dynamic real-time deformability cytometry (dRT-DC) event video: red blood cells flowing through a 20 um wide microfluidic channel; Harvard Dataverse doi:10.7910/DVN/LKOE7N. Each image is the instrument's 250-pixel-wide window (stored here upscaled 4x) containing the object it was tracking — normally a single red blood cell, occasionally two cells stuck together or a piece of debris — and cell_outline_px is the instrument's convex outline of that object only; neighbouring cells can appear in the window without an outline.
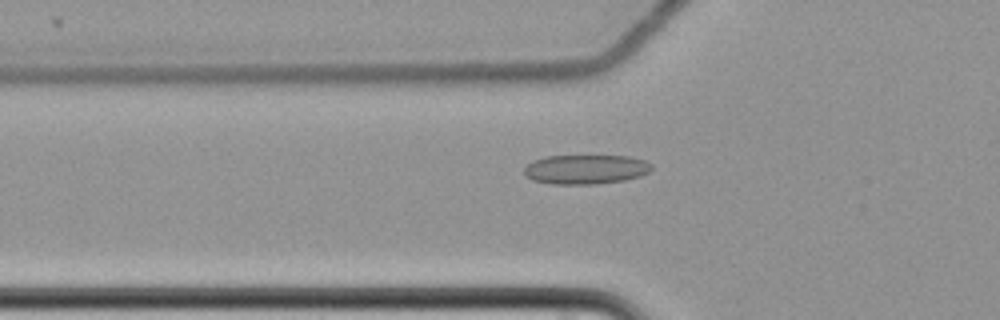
{"species": "common noctule bat (a hibernating species)", "species_latin": "Nyctalus noctula", "temperature_condition": "cold", "stored_images_in_passage": 60, "camera_frame_rate_fps": 3000, "um_per_image_px": 0.085, "animal": {"sex": "female", "body_mass_g": 22.7, "forearm_length_mm": 54.2}, "frame": {"image": 1, "passage_image": 22, "time_ms": 7.0, "image_size_px": [1000, 320], "cell_outline_px": [[652, 168], [648, 172], [640, 176], [624, 180], [596, 184], [552, 184], [532, 180], [524, 176], [524, 168], [532, 160], [544, 156], [628, 156], [644, 160], [652, 164]], "centroid_in_image_um": [49.75, 14.39], "position_along_channel_um": 76.1, "area_um2": 21.96}}
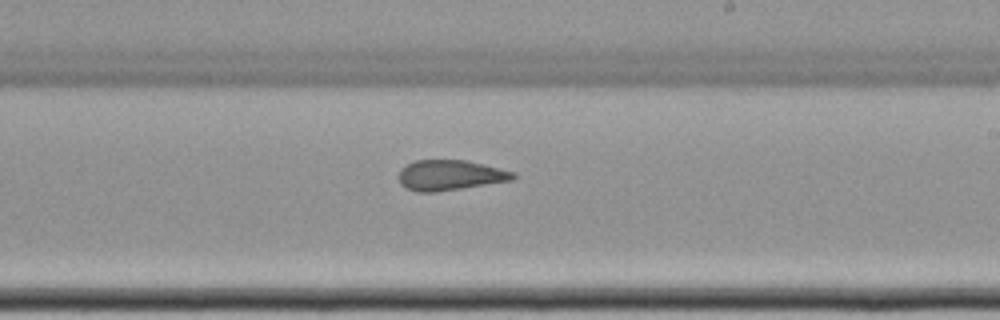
{"frame": {"image": 2, "passage_image": 37, "time_ms": 12.0, "image_size_px": [1000, 320], "cell_outline_px": [[516, 176], [512, 180], [436, 192], [416, 192], [400, 184], [400, 168], [416, 160], [468, 160], [516, 172]], "centroid_in_image_um": [38.27, 14.88], "position_along_channel_um": 250.7, "area_um2": 20.11}}
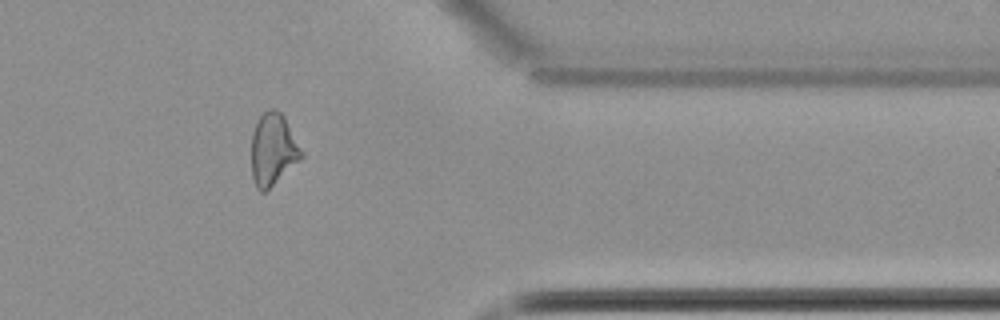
{"frame": {"image": 3, "passage_image": 50, "time_ms": 16.333, "image_size_px": [1000, 320], "cell_outline_px": [[304, 156], [300, 160], [264, 192], [260, 192], [256, 188], [252, 176], [252, 132], [260, 116], [268, 108], [272, 108], [280, 112], [284, 116], [304, 152]], "centroid_in_image_um": [23.21, 12.69], "position_along_channel_um": 388.2, "area_um2": 20.87}, "authors_computed_cell_mechanics": {"area_um2": 21.5594, "velocity_mm_per_s": 3.4943, "shape_relaxation_time_tau1_ms": null, "shape_relaxation_time_tau2_ms": 2.4259, "deformation_change_tau1": null, "deformation_change_tau2": 0.0926}}